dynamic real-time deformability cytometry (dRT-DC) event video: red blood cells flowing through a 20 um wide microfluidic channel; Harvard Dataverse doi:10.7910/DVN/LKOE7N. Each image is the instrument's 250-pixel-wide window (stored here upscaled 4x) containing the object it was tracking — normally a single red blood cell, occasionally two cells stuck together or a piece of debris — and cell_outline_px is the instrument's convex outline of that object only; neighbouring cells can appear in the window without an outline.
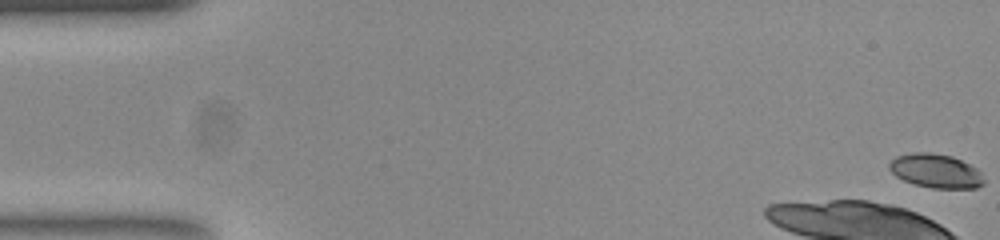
{"species": "common noctule bat (a hibernating species)", "species_latin": "Nyctalus noctula", "temperature_condition": "room temperature", "stored_images_in_passage": 7, "camera_frame_rate_fps": 3000, "um_per_image_px": 0.085, "animal": {"sex": "female", "body_mass_g": 23.0, "forearm_length_mm": 53.4}, "frame": {"image": 1, "passage_image": 1, "time_ms": 0.0, "image_size_px": [1000, 240], "cell_outline_px": [[984, 184], [976, 188], [932, 188], [916, 184], [904, 180], [896, 176], [888, 168], [888, 164], [896, 156], [912, 152], [928, 152], [952, 156], [976, 168], [980, 172], [984, 180]], "centroid_in_image_um": [79.53, 14.52], "position_along_channel_um": 5.5, "area_um2": 18.61}}